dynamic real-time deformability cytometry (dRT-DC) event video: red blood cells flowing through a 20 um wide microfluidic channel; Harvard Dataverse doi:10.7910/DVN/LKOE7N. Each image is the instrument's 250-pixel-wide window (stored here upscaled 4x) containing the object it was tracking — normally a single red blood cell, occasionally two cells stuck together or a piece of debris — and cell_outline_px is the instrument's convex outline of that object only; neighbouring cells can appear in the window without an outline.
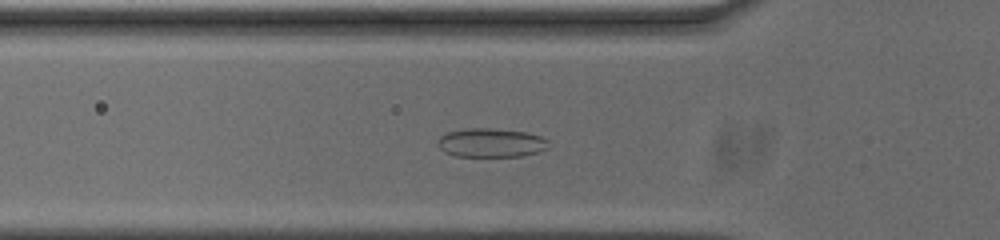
{"species": "common noctule bat (a hibernating species)", "species_latin": "Nyctalus noctula", "temperature_condition": "cold", "stored_images_in_passage": 53, "camera_frame_rate_fps": 3000, "um_per_image_px": 0.085, "animal": {"sex": "male", "body_mass_g": 20.0, "forearm_length_mm": 53.3}, "frame": {"image": 1, "passage_image": 16, "time_ms": 5.0, "image_size_px": [1000, 240], "cell_outline_px": [[552, 144], [548, 148], [536, 152], [520, 156], [456, 156], [444, 152], [436, 144], [436, 140], [444, 132], [464, 128], [492, 128], [528, 132], [540, 136], [548, 140]], "centroid_in_image_um": [41.71, 12.12], "position_along_channel_um": 84.1, "area_um2": 19.02}}
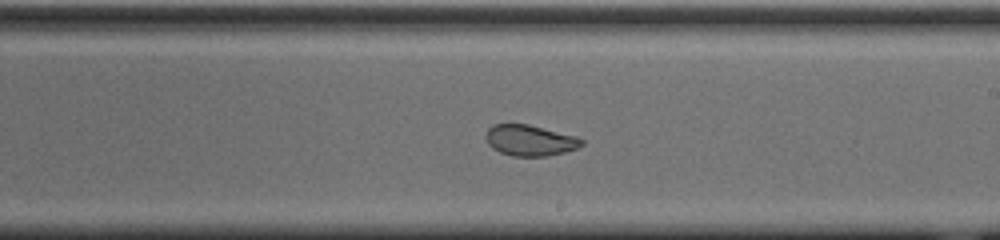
{"frame": {"image": 2, "passage_image": 29, "time_ms": 9.333, "image_size_px": [1000, 240], "cell_outline_px": [[584, 144], [576, 148], [564, 152], [548, 156], [512, 156], [500, 152], [492, 148], [488, 144], [484, 136], [488, 128], [492, 124], [528, 124], [576, 136], [584, 140]], "centroid_in_image_um": [45.02, 11.93], "position_along_channel_um": 244.0, "area_um2": 17.34}}
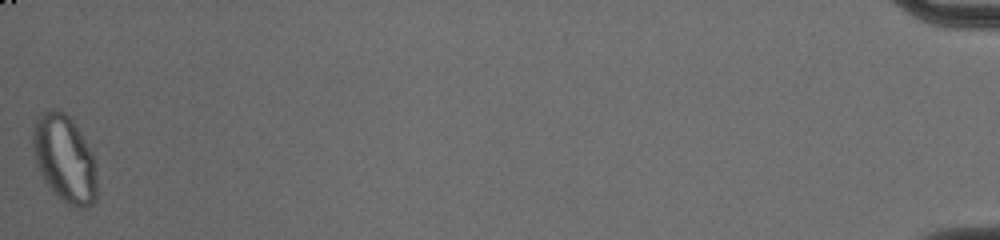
{"frame": {"image": 3, "passage_image": 53, "time_ms": 17.333, "image_size_px": [1000, 240], "cell_outline_px": [[96, 200], [88, 208], [72, 208], [44, 180], [36, 164], [32, 144], [32, 136], [36, 116], [40, 112], [52, 108], [56, 108], [64, 112], [72, 120], [80, 132], [92, 152], [96, 160]], "centroid_in_image_um": [5.5, 13.46], "position_along_channel_um": 429.7, "area_um2": 32.71}, "authors_computed_cell_mechanics": {"area_um2": 19.9988, "velocity_mm_per_s": 3.6873, "shape_relaxation_time_tau1_ms": null, "shape_relaxation_time_tau2_ms": 1.0454, "deformation_change_tau1": null, "deformation_change_tau2": 0.0574}}